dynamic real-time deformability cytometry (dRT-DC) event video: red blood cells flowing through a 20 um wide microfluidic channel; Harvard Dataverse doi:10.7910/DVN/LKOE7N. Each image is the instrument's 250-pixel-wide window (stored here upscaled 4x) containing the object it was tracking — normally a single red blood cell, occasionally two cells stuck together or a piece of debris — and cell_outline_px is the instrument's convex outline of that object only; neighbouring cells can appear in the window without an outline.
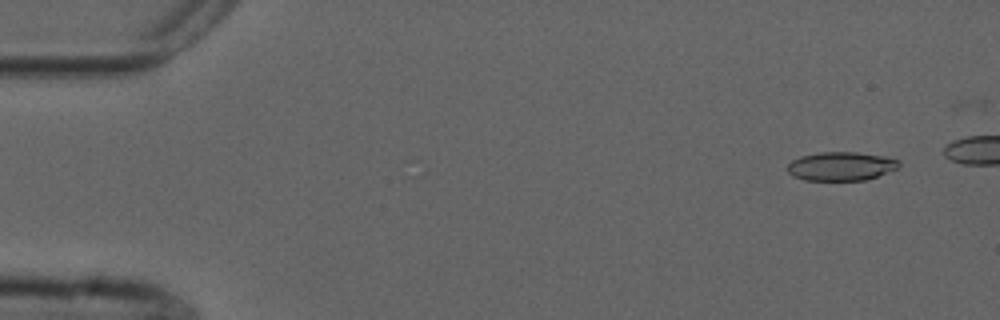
{"species": "common noctule bat (a hibernating species)", "species_latin": "Nyctalus noctula", "temperature_condition": "cold", "stored_images_in_passage": 47, "camera_frame_rate_fps": 3000, "um_per_image_px": 0.085, "animal": {"sex": "male", "forearm_length_mm": 52.5}, "frame": {"image": 1, "passage_image": 4, "time_ms": 1.0, "image_size_px": [1000, 320], "cell_outline_px": [[900, 164], [896, 168], [876, 176], [864, 180], [804, 180], [792, 176], [788, 172], [788, 164], [792, 160], [800, 156], [820, 152], [856, 152], [888, 156], [900, 160]], "centroid_in_image_um": [71.48, 14.12], "position_along_channel_um": 13.5, "area_um2": 18.67}}
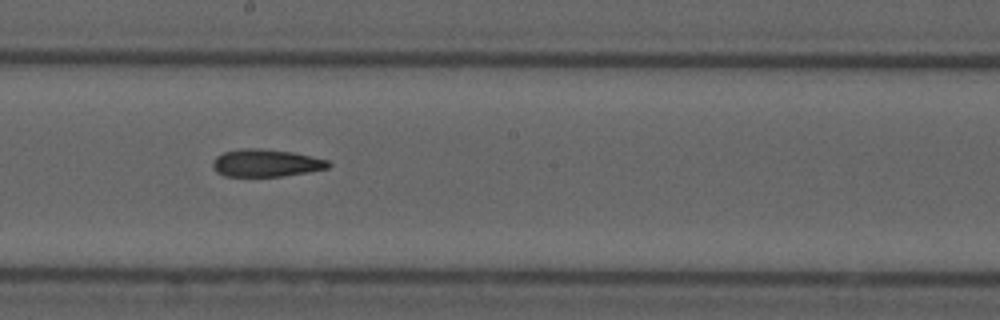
{"frame": {"image": 2, "passage_image": 30, "time_ms": 9.667, "image_size_px": [1000, 320], "cell_outline_px": [[332, 164], [328, 168], [308, 172], [280, 176], [224, 176], [216, 172], [212, 168], [212, 160], [216, 156], [224, 152], [240, 148], [260, 148], [292, 152], [312, 156], [328, 160]], "centroid_in_image_um": [22.58, 13.85], "position_along_channel_um": 225.6, "area_um2": 18.67}}
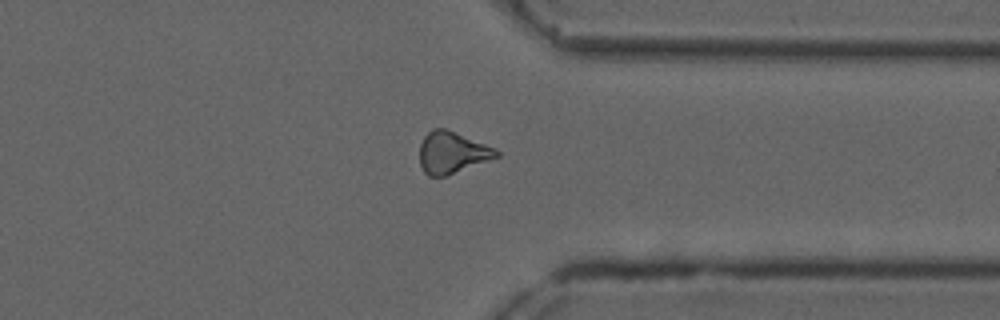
{"frame": {"image": 3, "passage_image": 42, "time_ms": 13.667, "image_size_px": [1000, 320], "cell_outline_px": [[500, 156], [444, 176], [428, 176], [424, 172], [420, 164], [420, 144], [424, 136], [432, 128], [444, 128], [496, 148], [500, 152]], "centroid_in_image_um": [38.41, 12.96], "position_along_channel_um": 373.0, "area_um2": 18.44}}